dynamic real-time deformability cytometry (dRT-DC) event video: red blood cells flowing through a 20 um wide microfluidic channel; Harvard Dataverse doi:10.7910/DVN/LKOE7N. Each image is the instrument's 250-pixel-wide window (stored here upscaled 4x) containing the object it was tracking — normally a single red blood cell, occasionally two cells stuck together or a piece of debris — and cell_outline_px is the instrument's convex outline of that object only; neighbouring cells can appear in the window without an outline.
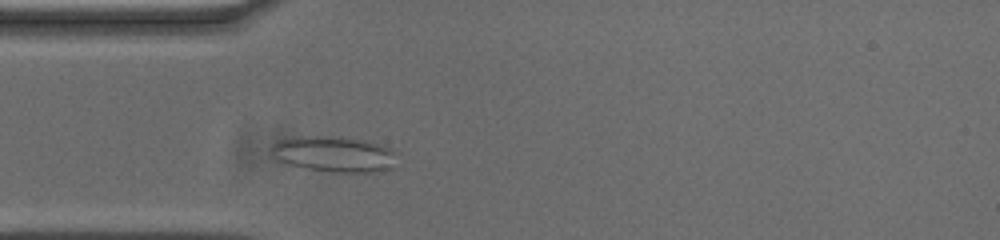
{"species": "common noctule bat (a hibernating species)", "species_latin": "Nyctalus noctula", "temperature_condition": "cold", "stored_images_in_passage": 42, "camera_frame_rate_fps": 3000, "um_per_image_px": 0.085, "animal": {"sex": "male", "body_mass_g": 20.0, "forearm_length_mm": 53.3}, "frame": {"image": 1, "passage_image": 8, "time_ms": 2.333, "image_size_px": [1000, 240], "cell_outline_px": [[396, 152], [392, 168], [380, 172], [332, 172], [308, 168], [288, 164], [272, 156], [268, 148], [276, 140], [300, 136], [324, 136], [364, 140], [388, 148]], "centroid_in_image_um": [28.34, 13.1], "position_along_channel_um": 56.7, "area_um2": 26.01}}
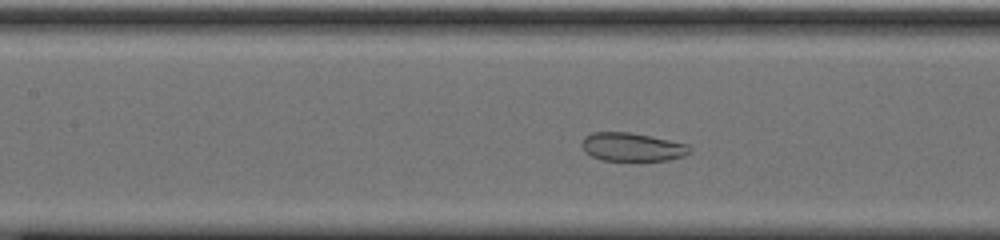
{"frame": {"image": 2, "passage_image": 16, "time_ms": 5.0, "image_size_px": [1000, 240], "cell_outline_px": [[692, 152], [684, 156], [668, 160], [604, 160], [592, 156], [584, 152], [580, 144], [584, 136], [592, 132], [632, 132], [688, 144], [692, 148]], "centroid_in_image_um": [53.73, 12.48], "position_along_channel_um": 153.7, "area_um2": 18.03}}
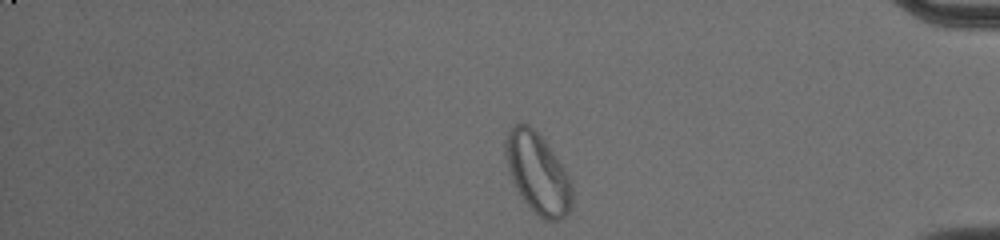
{"frame": {"image": 3, "passage_image": 38, "time_ms": 12.333, "image_size_px": [1000, 240], "cell_outline_px": [[572, 208], [560, 220], [544, 220], [524, 200], [512, 180], [508, 168], [504, 152], [504, 140], [508, 132], [516, 124], [528, 124], [544, 140], [560, 164], [572, 188]], "centroid_in_image_um": [45.68, 14.73], "position_along_channel_um": 389.5, "area_um2": 30.29}, "authors_computed_cell_mechanics": {"area_um2": 23.12, "velocity_mm_per_s": 3.661, "shape_relaxation_time_tau1_ms": null, "shape_relaxation_time_tau2_ms": 1.0349, "deformation_change_tau1": null, "deformation_change_tau2": 0.0534}}